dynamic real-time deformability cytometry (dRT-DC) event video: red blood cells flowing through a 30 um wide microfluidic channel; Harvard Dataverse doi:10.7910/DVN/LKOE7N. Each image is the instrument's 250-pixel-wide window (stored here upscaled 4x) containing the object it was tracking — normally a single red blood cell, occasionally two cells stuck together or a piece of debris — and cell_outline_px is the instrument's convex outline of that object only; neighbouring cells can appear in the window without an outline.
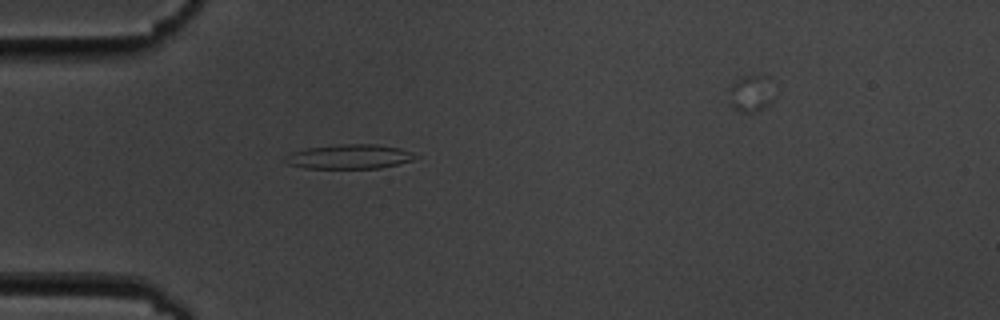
{"species": "common noctule bat (a hibernating species)", "species_latin": "Nyctalus noctula", "temperature_condition": "cold", "stored_images_in_passage": 38, "camera_frame_rate_fps": 3000, "um_per_image_px": 0.085, "animal": {"sex": "male", "body_mass_g": 19.5, "forearm_length_mm": 54.6}, "frame": {"image": 1, "passage_image": 2, "time_ms": 0.333, "image_size_px": [1000, 320], "cell_outline_px": [[420, 156], [412, 160], [380, 168], [304, 168], [288, 164], [284, 160], [284, 156], [292, 152], [308, 148], [336, 144], [376, 144], [400, 148], [412, 152]], "centroid_in_image_um": [29.69, 13.31], "position_along_channel_um": 55.3, "area_um2": 18.55}}
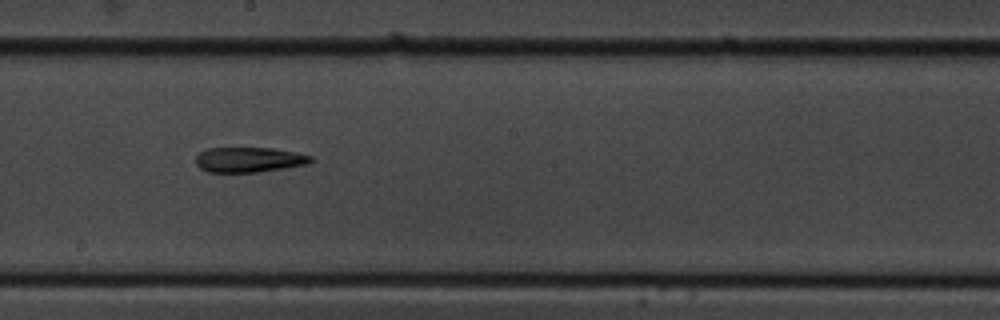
{"frame": {"image": 2, "passage_image": 17, "time_ms": 5.333, "image_size_px": [1000, 320], "cell_outline_px": [[316, 160], [308, 164], [260, 172], [208, 172], [200, 168], [196, 164], [196, 156], [200, 152], [208, 148], [272, 148], [296, 152], [312, 156]], "centroid_in_image_um": [21.2, 13.57], "position_along_channel_um": 227.0, "area_um2": 16.94}}
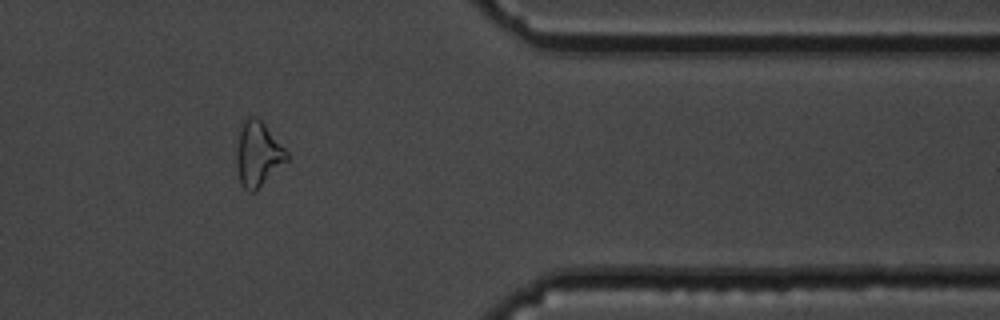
{"frame": {"image": 3, "passage_image": 32, "time_ms": 10.333, "image_size_px": [1000, 320], "cell_outline_px": [[288, 160], [252, 192], [248, 192], [240, 184], [236, 164], [236, 148], [240, 124], [244, 116], [252, 116], [260, 120], [264, 124], [288, 152]], "centroid_in_image_um": [21.88, 13.05], "position_along_channel_um": 389.5, "area_um2": 18.84}}